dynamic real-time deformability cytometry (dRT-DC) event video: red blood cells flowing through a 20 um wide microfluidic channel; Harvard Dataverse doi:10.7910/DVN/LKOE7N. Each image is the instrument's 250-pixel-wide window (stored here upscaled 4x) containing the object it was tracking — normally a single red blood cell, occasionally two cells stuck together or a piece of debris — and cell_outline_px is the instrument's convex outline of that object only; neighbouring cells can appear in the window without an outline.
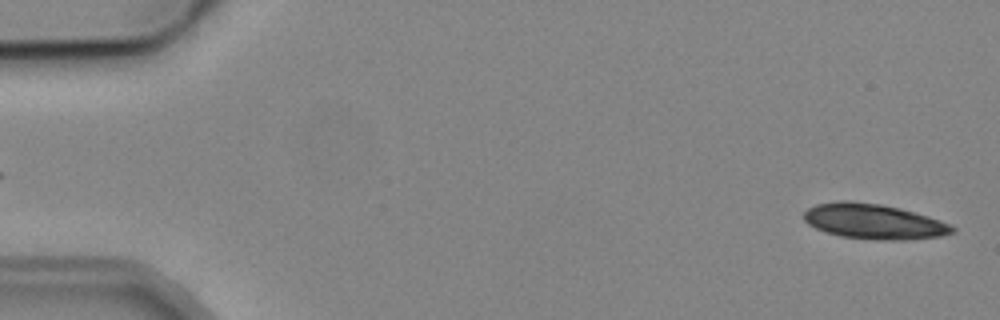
{"species": "common noctule bat (a hibernating species)", "species_latin": "Nyctalus noctula", "temperature_condition": "cold", "stored_images_in_passage": 2, "camera_frame_rate_fps": 3000, "um_per_image_px": 0.085, "animal": {"sex": "male", "body_mass_g": 19.2, "forearm_length_mm": 51.8}, "frame": {"image": 1, "passage_image": 2, "time_ms": 1.333, "image_size_px": [1000, 320], "cell_outline_px": [[956, 232], [940, 236], [904, 240], [884, 240], [840, 236], [816, 228], [808, 224], [804, 220], [804, 212], [808, 208], [816, 204], [840, 200], [848, 200], [880, 204], [900, 208], [928, 216], [940, 220], [956, 228]], "centroid_in_image_um": [74.27, 18.82], "position_along_channel_um": 10.7, "area_um2": 30.29}}